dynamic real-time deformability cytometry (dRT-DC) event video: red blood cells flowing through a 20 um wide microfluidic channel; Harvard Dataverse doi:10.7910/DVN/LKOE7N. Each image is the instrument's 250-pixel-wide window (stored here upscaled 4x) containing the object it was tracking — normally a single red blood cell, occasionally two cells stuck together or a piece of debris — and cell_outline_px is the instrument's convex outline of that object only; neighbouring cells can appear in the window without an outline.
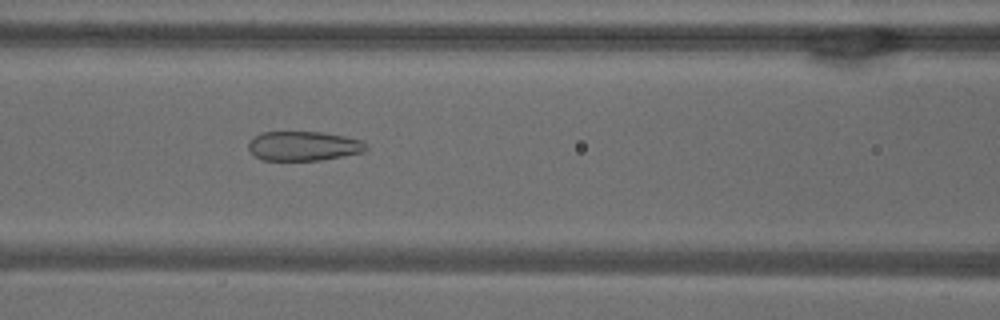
{"species": "common noctule bat (a hibernating species)", "species_latin": "Nyctalus noctula", "temperature_condition": "warm", "stored_images_in_passage": 52, "camera_frame_rate_fps": 3000, "um_per_image_px": 0.085, "animal": {"sex": "male", "body_mass_g": 18.8}, "frame": {"image": 1, "passage_image": 22, "time_ms": 7.0, "image_size_px": [1000, 320], "cell_outline_px": [[368, 148], [360, 152], [320, 160], [264, 160], [256, 156], [248, 148], [248, 144], [260, 132], [320, 132], [344, 136], [360, 140]], "centroid_in_image_um": [25.77, 12.4], "position_along_channel_um": 140.8, "area_um2": 19.71}}
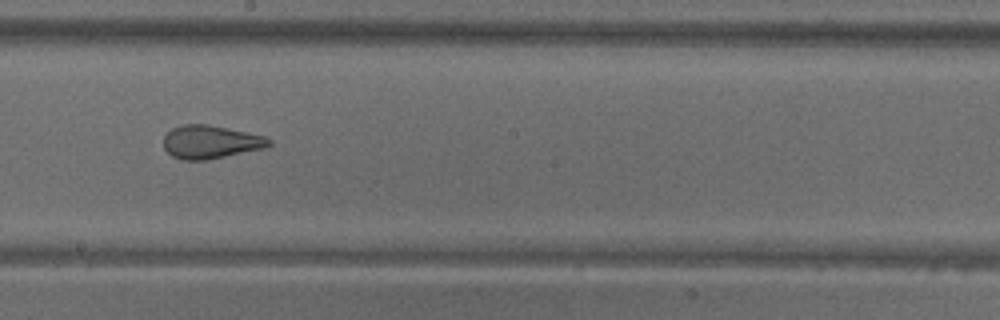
{"frame": {"image": 2, "passage_image": 29, "time_ms": 9.333, "image_size_px": [1000, 320], "cell_outline_px": [[272, 144], [264, 148], [204, 160], [184, 160], [172, 156], [164, 148], [164, 136], [172, 128], [180, 124], [208, 124], [268, 136], [272, 140]], "centroid_in_image_um": [17.91, 12.05], "position_along_channel_um": 230.3, "area_um2": 20.46}}
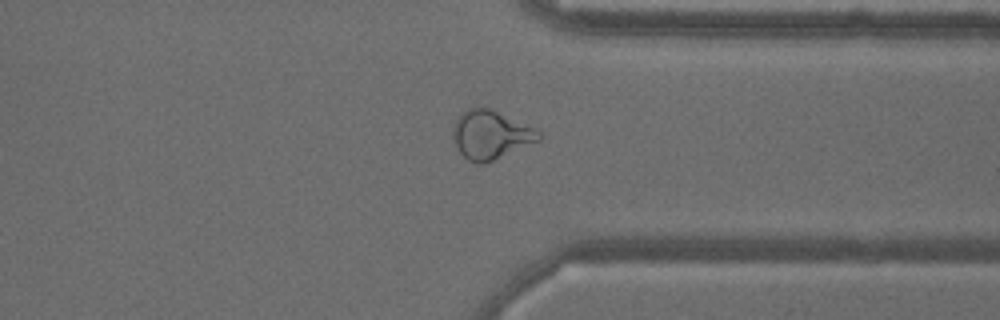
{"frame": {"image": 3, "passage_image": 40, "time_ms": 13.0, "image_size_px": [1000, 320], "cell_outline_px": [[540, 140], [484, 164], [476, 164], [468, 160], [460, 152], [452, 136], [452, 128], [460, 112], [468, 108], [488, 108], [536, 128], [540, 132]], "centroid_in_image_um": [41.68, 11.46], "position_along_channel_um": 369.7, "area_um2": 24.1}, "authors_computed_cell_mechanics": {"area_um2": 25.5476, "velocity_mm_per_s": 3.8371, "shape_relaxation_time_tau1_ms": null, "shape_relaxation_time_tau2_ms": 1.0846, "deformation_change_tau1": null, "deformation_change_tau2": 0.0982}}